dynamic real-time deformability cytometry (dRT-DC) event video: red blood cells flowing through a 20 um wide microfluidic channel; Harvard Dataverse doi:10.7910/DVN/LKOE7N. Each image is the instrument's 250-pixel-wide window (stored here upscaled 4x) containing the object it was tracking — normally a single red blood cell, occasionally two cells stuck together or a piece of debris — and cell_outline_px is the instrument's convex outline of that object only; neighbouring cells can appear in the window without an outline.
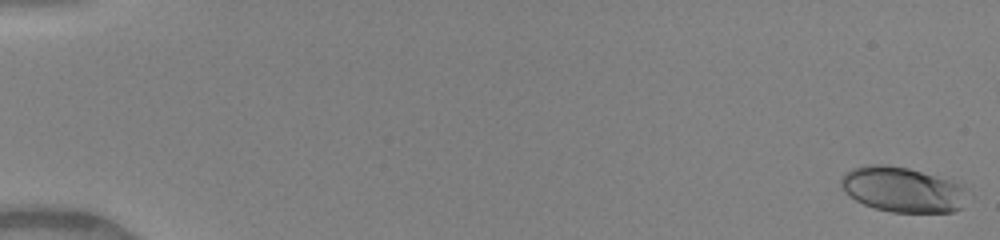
{"species": "human", "species_latin": "Homo sapiens", "temperature_condition": "warm", "stored_images_in_passage": 13, "camera_frame_rate_fps": 3000, "um_per_image_px": 0.085, "donor": {"sex": "female"}, "frame": {"image": 1, "passage_image": 1, "time_ms": 0.0, "image_size_px": [1000, 240], "cell_outline_px": [[972, 196], [964, 208], [952, 212], [892, 212], [876, 208], [864, 204], [856, 200], [844, 192], [840, 184], [840, 180], [844, 172], [852, 168], [868, 164], [888, 164], [908, 168], [948, 180], [960, 184]], "centroid_in_image_um": [76.75, 16.12], "position_along_channel_um": 8.2, "area_um2": 33.7}}